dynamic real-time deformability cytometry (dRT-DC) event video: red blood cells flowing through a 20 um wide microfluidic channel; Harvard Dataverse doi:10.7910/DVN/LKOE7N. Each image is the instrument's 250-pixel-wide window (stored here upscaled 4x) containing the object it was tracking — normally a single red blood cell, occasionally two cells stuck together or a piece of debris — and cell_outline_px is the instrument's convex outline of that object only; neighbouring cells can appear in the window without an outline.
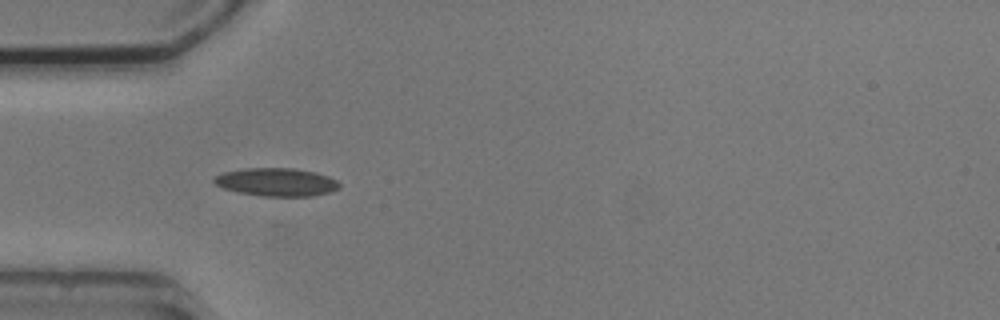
{"species": "common noctule bat (a hibernating species)", "species_latin": "Nyctalus noctula", "temperature_condition": "cold", "stored_images_in_passage": 6, "camera_frame_rate_fps": 3000, "um_per_image_px": 0.085, "animal": {"sex": "male", "body_mass_g": 20.5, "forearm_length_mm": 52.5}, "frame": {"image": 1, "passage_image": 5, "time_ms": 4.667, "image_size_px": [1000, 320], "cell_outline_px": [[340, 188], [328, 192], [312, 196], [264, 196], [240, 192], [224, 188], [216, 184], [212, 180], [216, 176], [224, 172], [244, 168], [296, 168], [316, 172], [328, 176], [336, 180], [340, 184]], "centroid_in_image_um": [23.53, 15.47], "position_along_channel_um": 61.5, "area_um2": 20.4}}